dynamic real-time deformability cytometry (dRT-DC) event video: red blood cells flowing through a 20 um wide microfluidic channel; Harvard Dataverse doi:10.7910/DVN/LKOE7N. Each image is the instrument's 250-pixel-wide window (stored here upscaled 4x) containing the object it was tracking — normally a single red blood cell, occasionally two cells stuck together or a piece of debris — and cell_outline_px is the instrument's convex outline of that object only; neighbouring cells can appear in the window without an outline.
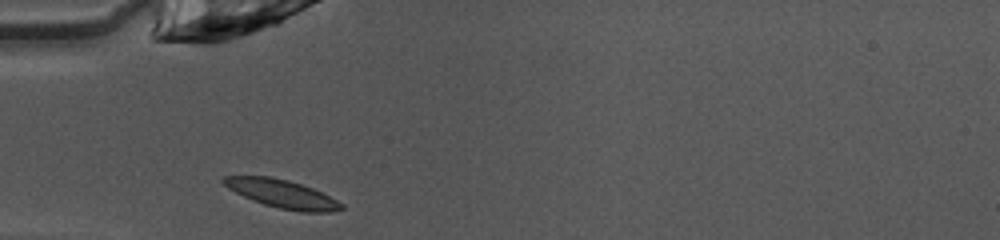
{"species": "common noctule bat (a hibernating species)", "species_latin": "Nyctalus noctula", "temperature_condition": "warm", "stored_images_in_passage": 35, "camera_frame_rate_fps": 3000, "um_per_image_px": 0.085, "animal": {"sex": "female", "body_mass_g": 10.0, "forearm_length_mm": 53.1}, "frame": {"image": 1, "passage_image": 1, "time_ms": 0.0, "image_size_px": [1000, 240], "cell_outline_px": [[344, 208], [328, 212], [300, 212], [280, 208], [264, 204], [252, 200], [228, 188], [220, 180], [224, 176], [272, 176], [288, 180], [312, 188], [344, 204]], "centroid_in_image_um": [23.96, 16.47], "position_along_channel_um": 61.0, "area_um2": 19.13}}
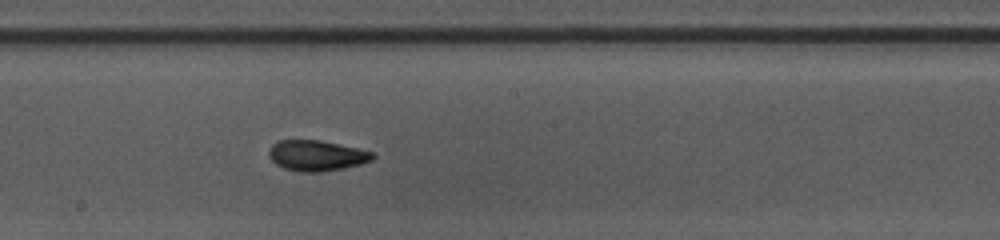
{"frame": {"image": 2, "passage_image": 13, "time_ms": 4.0, "image_size_px": [1000, 240], "cell_outline_px": [[376, 156], [372, 160], [360, 164], [344, 168], [320, 172], [300, 172], [284, 168], [276, 164], [268, 156], [268, 148], [272, 144], [280, 140], [320, 140], [356, 148], [372, 152]], "centroid_in_image_um": [26.88, 13.22], "position_along_channel_um": 221.3, "area_um2": 18.5}}
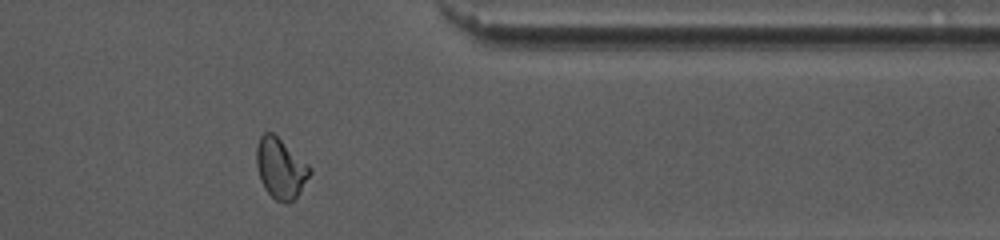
{"frame": {"image": 3, "passage_image": 26, "time_ms": 8.333, "image_size_px": [1000, 240], "cell_outline_px": [[312, 172], [296, 196], [288, 204], [284, 204], [276, 200], [264, 188], [260, 180], [256, 164], [256, 148], [260, 136], [264, 132], [272, 132], [308, 164], [312, 168]], "centroid_in_image_um": [23.83, 14.31], "position_along_channel_um": 387.6, "area_um2": 18.61}, "authors_computed_cell_mechanics": {"area_um2": 18.5538, "velocity_mm_per_s": 4.0614, "shape_relaxation_time_tau1_ms": 4.519, "shape_relaxation_time_tau2_ms": 1.6854, "deformation_change_tau1": 0.1568, "deformation_change_tau2": 0.0659}}